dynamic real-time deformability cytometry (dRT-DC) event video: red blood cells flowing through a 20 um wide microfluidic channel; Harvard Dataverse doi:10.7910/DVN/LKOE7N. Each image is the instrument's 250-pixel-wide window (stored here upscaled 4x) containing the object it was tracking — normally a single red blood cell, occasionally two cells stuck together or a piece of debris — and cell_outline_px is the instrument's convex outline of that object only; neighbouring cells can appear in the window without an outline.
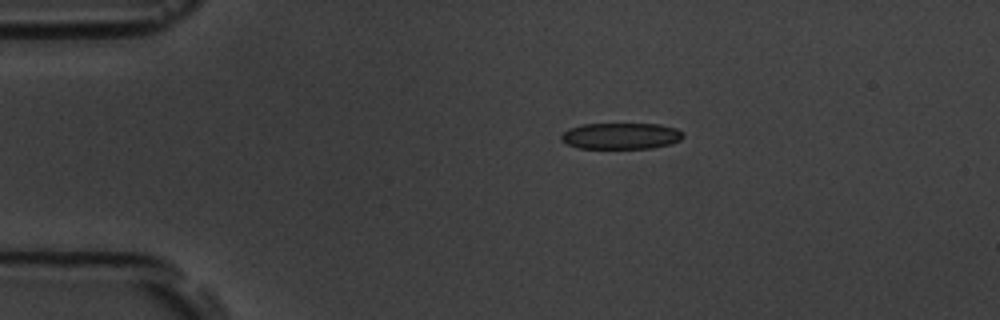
{"species": "common noctule bat (a hibernating species)", "species_latin": "Nyctalus noctula", "temperature_condition": "room temperature", "stored_images_in_passage": 44, "camera_frame_rate_fps": 3000, "um_per_image_px": 0.085, "animal": {"sex": "male", "body_mass_g": 19.5, "forearm_length_mm": 54.6}, "frame": {"image": 1, "passage_image": 1, "time_ms": 0.0, "image_size_px": [1000, 320], "cell_outline_px": [[684, 136], [680, 140], [668, 144], [652, 148], [580, 148], [568, 144], [560, 140], [560, 136], [568, 128], [580, 124], [660, 124], [676, 128], [684, 132]], "centroid_in_image_um": [52.77, 11.55], "position_along_channel_um": 32.2, "area_um2": 18.73}}
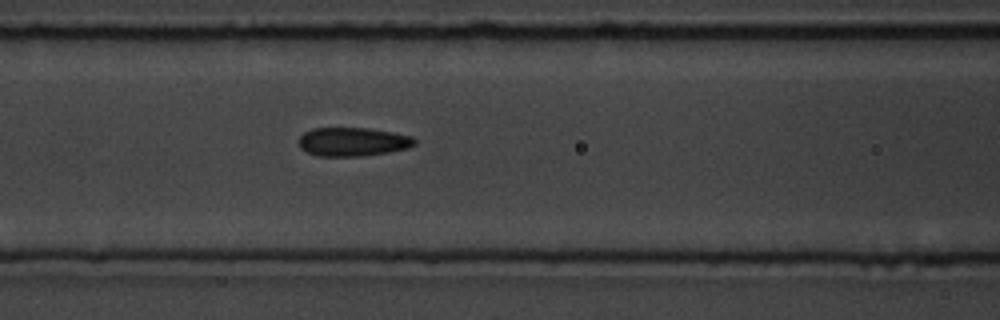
{"frame": {"image": 2, "passage_image": 13, "time_ms": 4.0, "image_size_px": [1000, 320], "cell_outline_px": [[416, 144], [408, 148], [388, 152], [360, 156], [316, 156], [300, 148], [300, 136], [304, 132], [312, 128], [368, 128], [392, 132], [412, 136], [416, 140]], "centroid_in_image_um": [29.99, 12.05], "position_along_channel_um": 136.6, "area_um2": 19.36}}
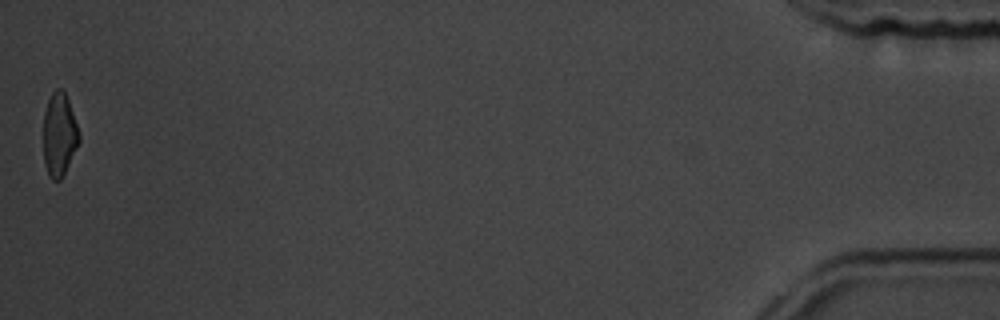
{"frame": {"image": 3, "passage_image": 44, "time_ms": 14.333, "image_size_px": [1000, 320], "cell_outline_px": [[80, 140], [60, 180], [52, 180], [48, 176], [44, 164], [44, 112], [48, 100], [52, 92], [56, 88], [64, 88], [80, 132]], "centroid_in_image_um": [5.04, 11.4], "position_along_channel_um": 430.2, "area_um2": 17.34}, "authors_computed_cell_mechanics": {"area_um2": 19.3341, "velocity_mm_per_s": 3.7882, "shape_relaxation_time_tau1_ms": 5.2175, "shape_relaxation_time_tau2_ms": 2.4284, "deformation_change_tau1": 0.105, "deformation_change_tau2": 0.1015}}